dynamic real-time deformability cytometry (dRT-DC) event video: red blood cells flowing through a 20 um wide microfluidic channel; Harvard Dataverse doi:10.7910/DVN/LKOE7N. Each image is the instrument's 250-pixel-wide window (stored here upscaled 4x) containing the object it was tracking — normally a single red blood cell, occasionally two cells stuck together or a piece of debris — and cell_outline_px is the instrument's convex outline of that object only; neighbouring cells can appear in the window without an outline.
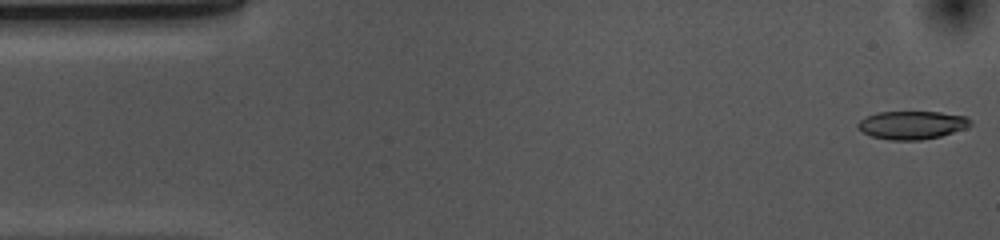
{"species": "common noctule bat (a hibernating species)", "species_latin": "Nyctalus noctula", "temperature_condition": "cold", "stored_images_in_passage": 53, "camera_frame_rate_fps": 3000, "um_per_image_px": 0.085, "animal": {"sex": "female", "body_mass_g": 10.0, "forearm_length_mm": 53.1}, "frame": {"image": 1, "passage_image": 1, "time_ms": 0.0, "image_size_px": [1000, 240], "cell_outline_px": [[972, 124], [968, 128], [940, 136], [920, 140], [892, 140], [872, 136], [856, 128], [856, 124], [860, 120], [876, 112], [940, 112], [964, 116], [972, 120]], "centroid_in_image_um": [77.53, 10.62], "position_along_channel_um": 7.5, "area_um2": 18.5}}
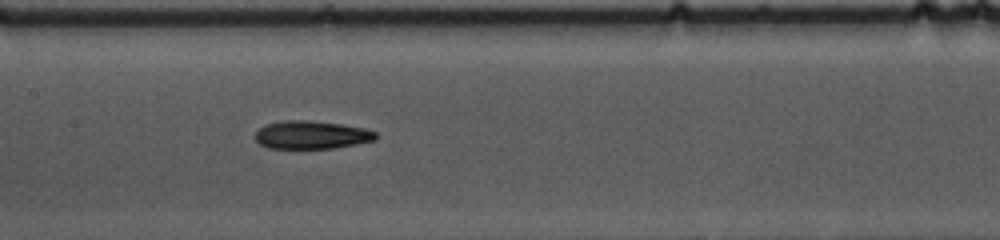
{"frame": {"image": 2, "passage_image": 24, "time_ms": 7.667, "image_size_px": [1000, 240], "cell_outline_px": [[380, 136], [376, 140], [356, 144], [332, 148], [268, 148], [260, 144], [256, 140], [256, 132], [260, 128], [268, 124], [284, 120], [304, 120], [340, 124], [364, 128], [376, 132]], "centroid_in_image_um": [26.52, 11.47], "position_along_channel_um": 180.9, "area_um2": 19.59}}
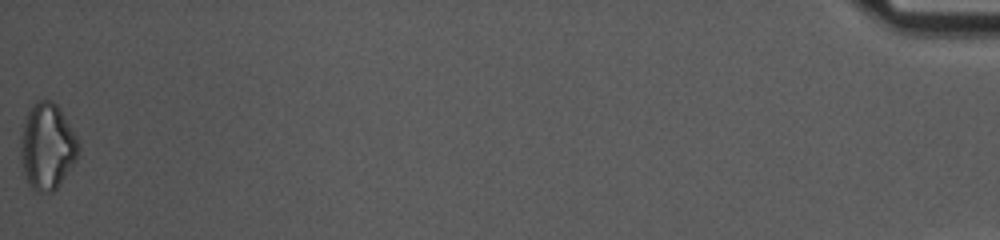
{"frame": {"image": 3, "passage_image": 53, "time_ms": 17.333, "image_size_px": [1000, 240], "cell_outline_px": [[80, 148], [76, 160], [60, 184], [52, 192], [36, 192], [28, 184], [24, 176], [20, 160], [20, 136], [24, 120], [32, 104], [36, 100], [52, 100], [56, 104], [76, 136], [80, 144]], "centroid_in_image_um": [3.98, 12.46], "position_along_channel_um": 431.2, "area_um2": 29.3}, "authors_computed_cell_mechanics": {"area_um2": 19.8832, "velocity_mm_per_s": 3.6915, "shape_relaxation_time_tau1_ms": 6.6164, "shape_relaxation_time_tau2_ms": 11.1848, "deformation_change_tau1": 0.1622, "deformation_change_tau2": 0.2528}}